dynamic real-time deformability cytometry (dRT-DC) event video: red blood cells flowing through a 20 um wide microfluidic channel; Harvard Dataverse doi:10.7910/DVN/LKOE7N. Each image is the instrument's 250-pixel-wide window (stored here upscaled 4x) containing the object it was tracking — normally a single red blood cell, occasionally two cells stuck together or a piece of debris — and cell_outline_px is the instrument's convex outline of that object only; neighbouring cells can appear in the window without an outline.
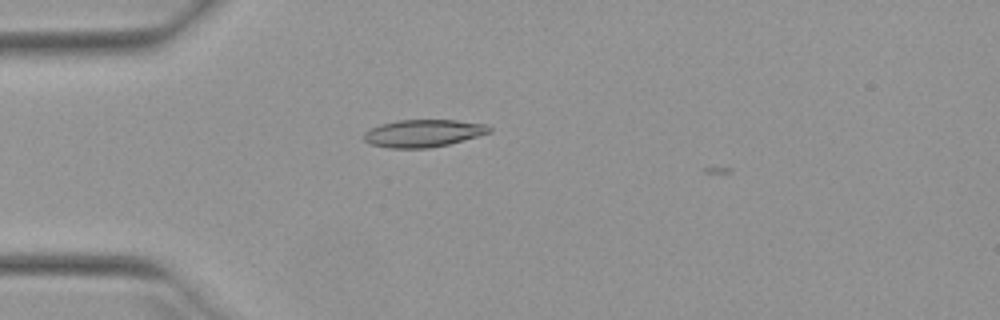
{"species": "Egyptian fruit bat (a non-hibernating species)", "species_latin": "Rousettus aegyptiacus", "temperature_condition": "warm", "stored_images_in_passage": 2, "camera_frame_rate_fps": 3000, "um_per_image_px": 0.085, "animal": {"sex": "female"}, "frame": {"image": 1, "passage_image": 1, "time_ms": 0.0, "image_size_px": [1000, 320], "cell_outline_px": [[492, 132], [448, 144], [428, 148], [388, 148], [368, 144], [364, 140], [364, 132], [380, 124], [396, 120], [456, 120], [488, 124], [492, 128]], "centroid_in_image_um": [35.98, 11.32], "position_along_channel_um": 49.0, "area_um2": 20.17}}